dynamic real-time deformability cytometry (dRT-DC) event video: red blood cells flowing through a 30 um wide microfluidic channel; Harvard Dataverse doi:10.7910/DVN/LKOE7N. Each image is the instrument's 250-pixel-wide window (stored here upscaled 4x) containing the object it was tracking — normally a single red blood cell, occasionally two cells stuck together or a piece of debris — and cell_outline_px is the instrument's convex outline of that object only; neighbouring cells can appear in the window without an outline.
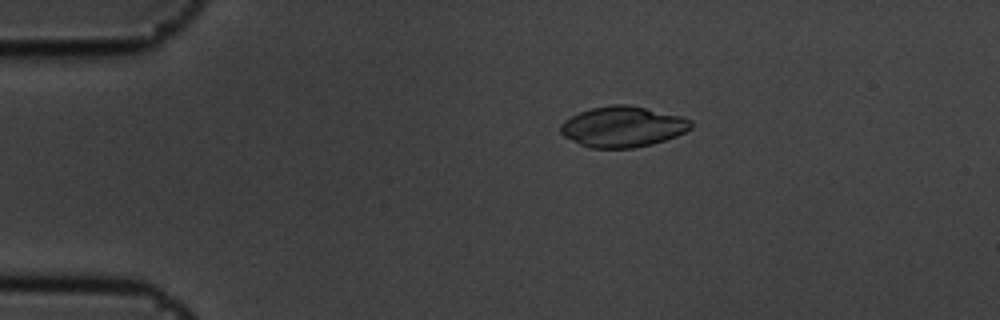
{"species": "common noctule bat (a hibernating species)", "species_latin": "Nyctalus noctula", "temperature_condition": "cold", "stored_images_in_passage": 5, "camera_frame_rate_fps": 3000, "um_per_image_px": 0.085, "animal": {"sex": "male", "body_mass_g": 19.5, "forearm_length_mm": 54.6}, "frame": {"image": 1, "passage_image": 4, "time_ms": 1.0, "image_size_px": [1000, 320], "cell_outline_px": [[692, 128], [676, 136], [652, 144], [632, 148], [592, 148], [580, 144], [564, 136], [560, 132], [560, 124], [564, 120], [580, 112], [592, 108], [612, 104], [628, 104], [680, 116], [692, 120]], "centroid_in_image_um": [52.93, 10.77], "position_along_channel_um": 32.1, "area_um2": 30.75}}